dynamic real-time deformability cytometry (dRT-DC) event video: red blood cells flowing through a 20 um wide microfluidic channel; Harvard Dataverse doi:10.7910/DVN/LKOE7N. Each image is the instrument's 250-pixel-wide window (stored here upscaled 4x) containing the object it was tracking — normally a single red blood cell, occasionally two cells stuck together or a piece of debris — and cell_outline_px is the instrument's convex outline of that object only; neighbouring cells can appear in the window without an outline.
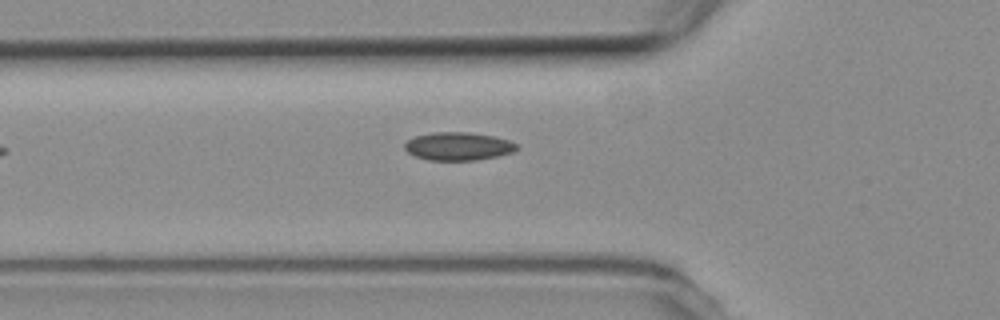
{"species": "common noctule bat (a hibernating species)", "species_latin": "Nyctalus noctula", "temperature_condition": "room temperature", "stored_images_in_passage": 5, "camera_frame_rate_fps": 3000, "um_per_image_px": 0.085, "animal": {"sex": "female", "body_mass_g": 19.3, "forearm_length_mm": 54.1}, "frame": {"image": 1, "passage_image": 5, "time_ms": 5.667, "image_size_px": [1000, 320], "cell_outline_px": [[520, 148], [512, 152], [496, 156], [476, 160], [428, 160], [416, 156], [408, 152], [404, 148], [404, 144], [408, 140], [416, 136], [432, 132], [468, 132], [492, 136], [508, 140], [516, 144]], "centroid_in_image_um": [38.94, 12.43], "position_along_channel_um": 86.9, "area_um2": 18.21}}